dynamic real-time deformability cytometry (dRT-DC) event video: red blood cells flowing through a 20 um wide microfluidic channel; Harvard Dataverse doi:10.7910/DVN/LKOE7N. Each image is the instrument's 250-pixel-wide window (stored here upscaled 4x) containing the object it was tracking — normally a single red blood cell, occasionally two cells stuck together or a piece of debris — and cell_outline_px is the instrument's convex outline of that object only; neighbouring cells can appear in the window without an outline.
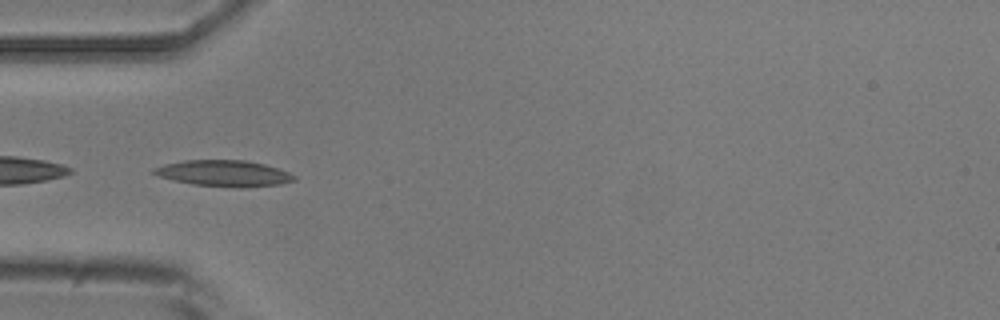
{"species": "common noctule bat (a hibernating species)", "species_latin": "Nyctalus noctula", "temperature_condition": "room temperature", "stored_images_in_passage": 7, "camera_frame_rate_fps": 3000, "um_per_image_px": 0.085, "animal": {"sex": "male", "body_mass_g": 20.5, "forearm_length_mm": 52.5}, "frame": {"image": 1, "passage_image": 3, "time_ms": 3.333, "image_size_px": [1000, 320], "cell_outline_px": [[296, 180], [280, 184], [240, 188], [232, 188], [192, 184], [160, 176], [152, 172], [152, 168], [164, 164], [184, 160], [244, 160], [264, 164], [288, 172], [296, 176]], "centroid_in_image_um": [19.04, 14.74], "position_along_channel_um": 66.0, "area_um2": 21.33}}
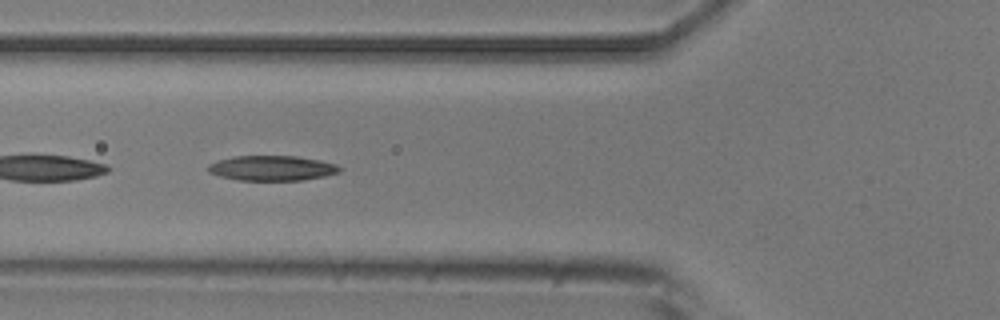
{"frame": {"image": 2, "passage_image": 4, "time_ms": 4.333, "image_size_px": [1000, 320], "cell_outline_px": [[340, 172], [324, 176], [304, 180], [240, 180], [220, 176], [208, 172], [208, 164], [232, 156], [296, 156], [320, 160], [336, 164], [340, 168]], "centroid_in_image_um": [23.12, 14.29], "position_along_channel_um": 102.7, "area_um2": 19.07}}
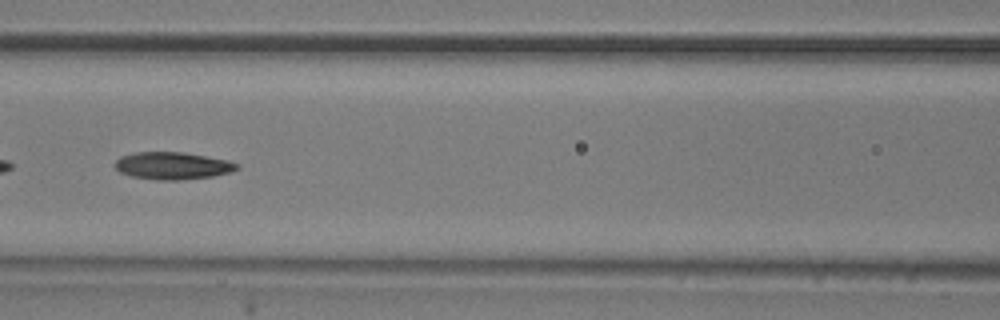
{"frame": {"image": 3, "passage_image": 5, "time_ms": 5.667, "image_size_px": [1000, 320], "cell_outline_px": [[240, 168], [232, 172], [212, 176], [180, 180], [156, 180], [132, 176], [120, 172], [112, 164], [120, 156], [136, 152], [184, 152], [228, 160], [240, 164]], "centroid_in_image_um": [14.68, 14.08], "position_along_channel_um": 151.9, "area_um2": 19.59}}